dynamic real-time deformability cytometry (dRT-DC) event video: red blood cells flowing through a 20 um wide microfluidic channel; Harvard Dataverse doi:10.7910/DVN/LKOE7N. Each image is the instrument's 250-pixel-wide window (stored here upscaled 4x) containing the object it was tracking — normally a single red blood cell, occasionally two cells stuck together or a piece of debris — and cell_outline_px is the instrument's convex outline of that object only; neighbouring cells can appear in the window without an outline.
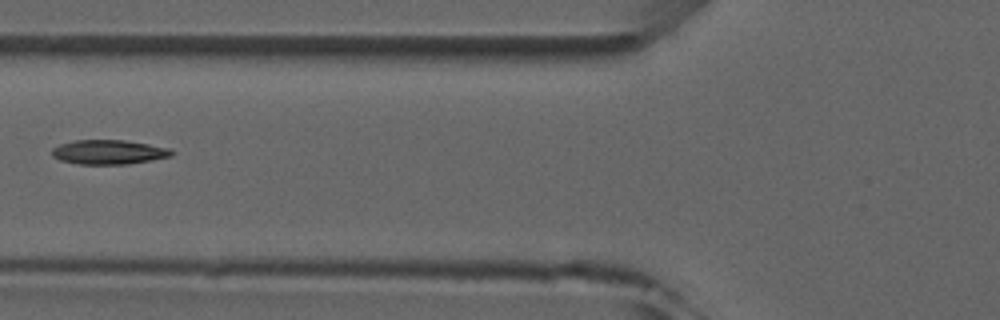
{"species": "common noctule bat (a hibernating species)", "species_latin": "Nyctalus noctula", "temperature_condition": "room temperature", "stored_images_in_passage": 5, "camera_frame_rate_fps": 3000, "um_per_image_px": 0.085, "animal": {"sex": "male", "forearm_length_mm": 52.5}, "frame": {"image": 1, "passage_image": 4, "time_ms": 3.667, "image_size_px": [1000, 320], "cell_outline_px": [[176, 152], [172, 156], [152, 160], [128, 164], [76, 164], [60, 160], [52, 156], [52, 148], [60, 144], [76, 140], [124, 140], [172, 148]], "centroid_in_image_um": [9.28, 12.93], "position_along_channel_um": 116.5, "area_um2": 17.17}}
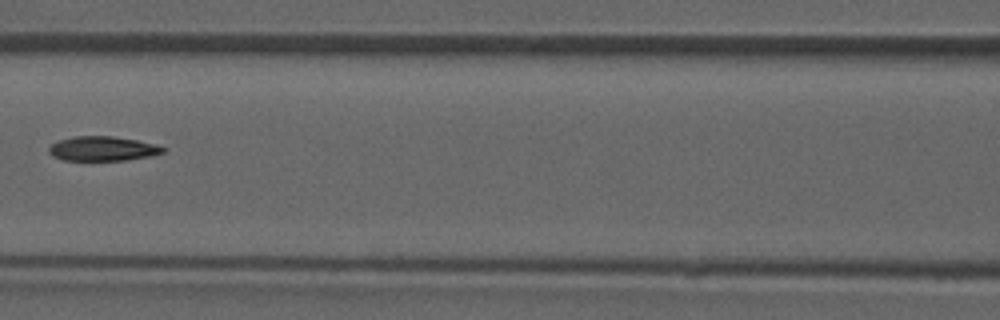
{"frame": {"image": 2, "passage_image": 5, "time_ms": 4.667, "image_size_px": [1000, 320], "cell_outline_px": [[168, 148], [164, 152], [152, 156], [128, 160], [60, 160], [52, 156], [48, 152], [48, 148], [52, 144], [60, 140], [72, 136], [112, 136], [136, 140], [156, 144]], "centroid_in_image_um": [8.74, 12.64], "position_along_channel_um": 157.9, "area_um2": 16.47}}